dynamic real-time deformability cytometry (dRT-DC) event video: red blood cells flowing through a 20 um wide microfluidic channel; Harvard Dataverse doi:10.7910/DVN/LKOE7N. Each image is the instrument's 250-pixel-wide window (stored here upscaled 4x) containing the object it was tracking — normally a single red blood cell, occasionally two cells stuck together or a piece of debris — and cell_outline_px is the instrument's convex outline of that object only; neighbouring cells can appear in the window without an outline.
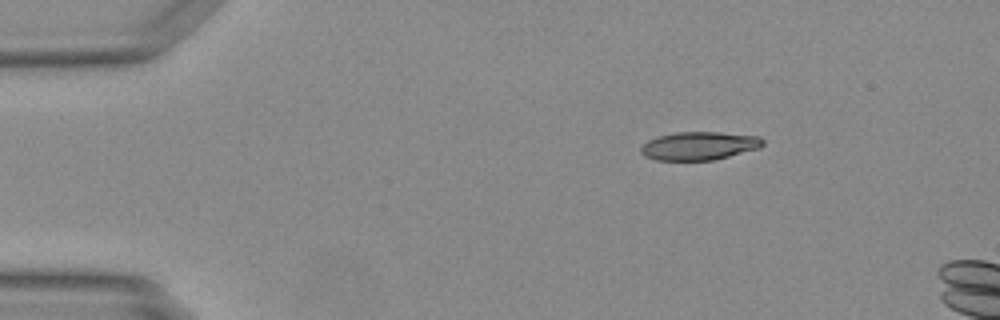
{"species": "Egyptian fruit bat (a non-hibernating species)", "species_latin": "Rousettus aegyptiacus", "temperature_condition": "warm", "stored_images_in_passage": 26, "camera_frame_rate_fps": 3000, "um_per_image_px": 0.085, "animal": {"sex": "female"}, "frame": {"image": 1, "passage_image": 1, "time_ms": 0.0, "image_size_px": [1000, 320], "cell_outline_px": [[764, 144], [760, 148], [712, 160], [656, 160], [644, 156], [640, 152], [640, 148], [648, 140], [656, 136], [676, 132], [720, 132], [760, 136], [764, 140]], "centroid_in_image_um": [59.42, 12.39], "position_along_channel_um": 25.6, "area_um2": 20.17}}
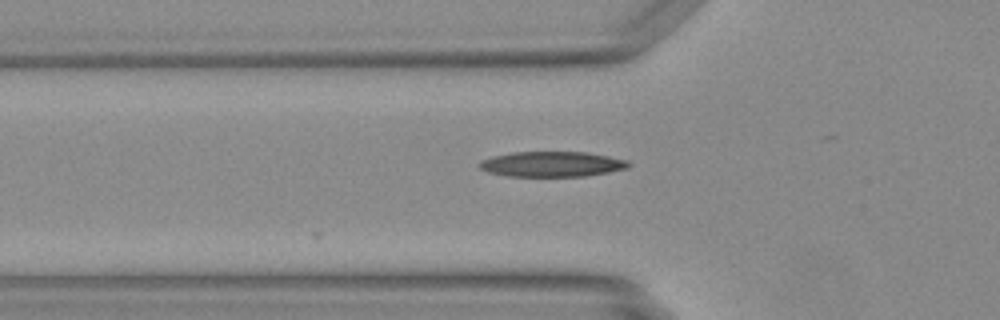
{"frame": {"image": 2, "passage_image": 10, "time_ms": 3.0, "image_size_px": [1000, 320], "cell_outline_px": [[632, 164], [628, 168], [608, 172], [584, 176], [508, 176], [488, 172], [480, 168], [476, 164], [480, 160], [492, 156], [512, 152], [588, 152], [628, 160]], "centroid_in_image_um": [46.9, 13.94], "position_along_channel_um": 78.9, "area_um2": 22.08}}
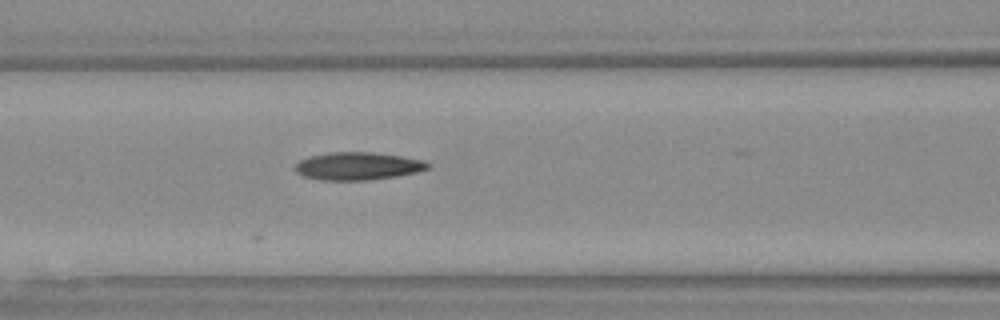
{"frame": {"image": 3, "passage_image": 14, "time_ms": 4.333, "image_size_px": [1000, 320], "cell_outline_px": [[432, 168], [416, 172], [396, 176], [364, 180], [320, 180], [304, 176], [296, 172], [296, 164], [300, 160], [312, 156], [332, 152], [372, 152], [400, 156], [424, 160], [432, 164]], "centroid_in_image_um": [30.47, 14.11], "position_along_channel_um": 136.1, "area_um2": 21.33}}